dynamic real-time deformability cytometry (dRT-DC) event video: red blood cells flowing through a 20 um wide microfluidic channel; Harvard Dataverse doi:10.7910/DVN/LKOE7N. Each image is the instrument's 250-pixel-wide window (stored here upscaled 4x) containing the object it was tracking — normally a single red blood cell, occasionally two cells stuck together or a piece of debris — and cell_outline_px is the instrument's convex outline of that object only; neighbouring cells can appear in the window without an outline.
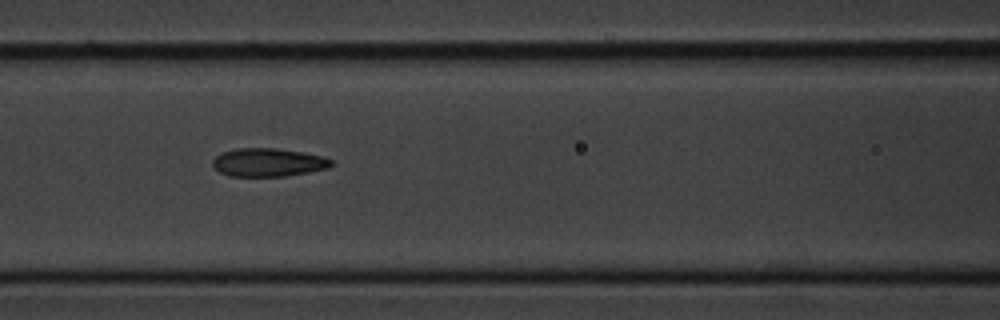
{"species": "common noctule bat (a hibernating species)", "species_latin": "Nyctalus noctula", "temperature_condition": "cold", "stored_images_in_passage": 13, "camera_frame_rate_fps": 3000, "um_per_image_px": 0.085, "animal": {"sex": "male", "body_mass_g": 20.1, "forearm_length_mm": 53.5}, "frame": {"image": 1, "passage_image": 6, "time_ms": 6.667, "image_size_px": [1000, 320], "cell_outline_px": [[332, 164], [328, 168], [308, 172], [284, 176], [228, 176], [212, 168], [212, 160], [216, 156], [224, 152], [236, 148], [276, 148], [304, 152], [324, 156], [332, 160]], "centroid_in_image_um": [22.78, 13.8], "position_along_channel_um": 143.8, "area_um2": 19.65}}
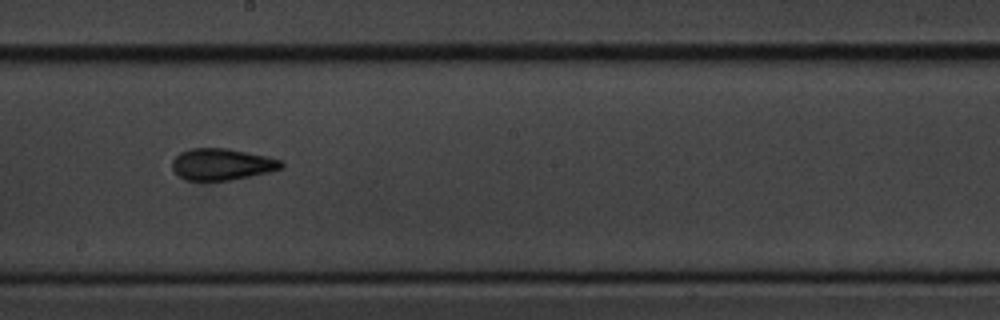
{"frame": {"image": 2, "passage_image": 8, "time_ms": 9.0, "image_size_px": [1000, 320], "cell_outline_px": [[284, 168], [268, 172], [232, 180], [188, 180], [180, 176], [172, 168], [172, 160], [180, 152], [192, 148], [228, 148], [268, 156], [284, 160]], "centroid_in_image_um": [18.91, 13.95], "position_along_channel_um": 229.3, "area_um2": 20.17}}
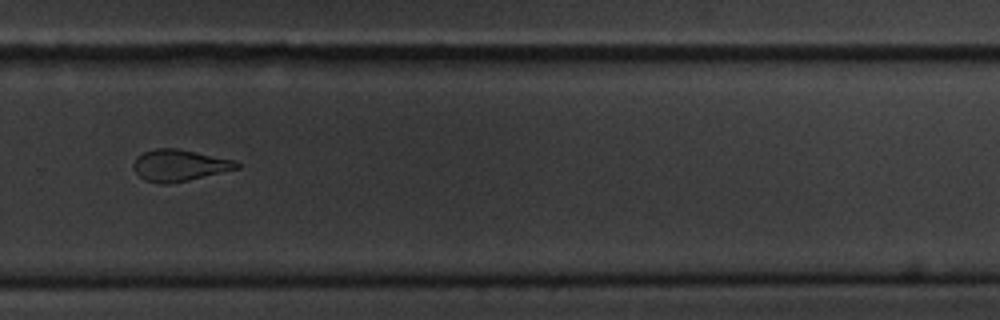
{"frame": {"image": 3, "passage_image": 10, "time_ms": 11.333, "image_size_px": [1000, 320], "cell_outline_px": [[240, 168], [188, 180], [168, 184], [160, 184], [144, 180], [136, 172], [132, 164], [136, 156], [144, 152], [156, 148], [176, 148], [232, 160], [240, 164]], "centroid_in_image_um": [15.2, 14.06], "position_along_channel_um": 314.6, "area_um2": 18.79}}